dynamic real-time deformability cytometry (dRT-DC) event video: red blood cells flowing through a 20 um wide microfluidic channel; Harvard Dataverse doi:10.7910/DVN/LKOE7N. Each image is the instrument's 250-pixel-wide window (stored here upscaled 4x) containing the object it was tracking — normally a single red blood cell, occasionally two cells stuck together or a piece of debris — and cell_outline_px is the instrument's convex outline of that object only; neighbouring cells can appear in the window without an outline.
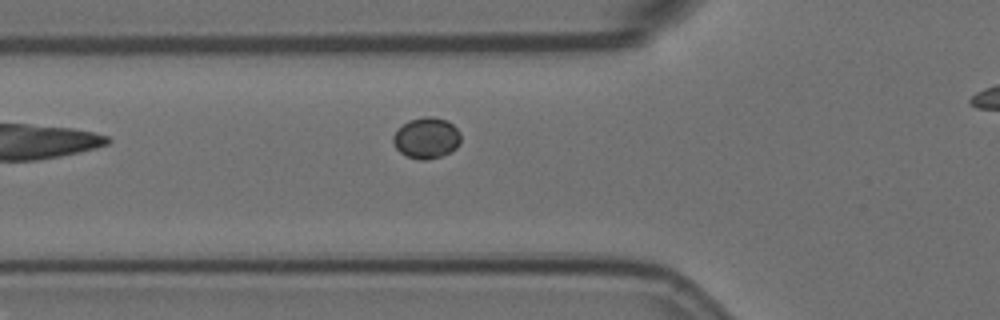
{"species": "Egyptian fruit bat (a non-hibernating species)", "species_latin": "Rousettus aegyptiacus", "temperature_condition": "room temperature", "stored_images_in_passage": 6, "camera_frame_rate_fps": 3000, "um_per_image_px": 0.085, "animal": {"sex": "female"}, "frame": {"image": 1, "passage_image": 5, "time_ms": 1.333, "image_size_px": [1000, 320], "cell_outline_px": [[460, 144], [456, 148], [440, 156], [428, 160], [420, 160], [408, 156], [400, 152], [396, 148], [392, 140], [392, 136], [408, 120], [424, 116], [432, 116], [448, 120], [460, 132]], "centroid_in_image_um": [36.26, 11.72], "position_along_channel_um": 89.5, "area_um2": 16.13}}